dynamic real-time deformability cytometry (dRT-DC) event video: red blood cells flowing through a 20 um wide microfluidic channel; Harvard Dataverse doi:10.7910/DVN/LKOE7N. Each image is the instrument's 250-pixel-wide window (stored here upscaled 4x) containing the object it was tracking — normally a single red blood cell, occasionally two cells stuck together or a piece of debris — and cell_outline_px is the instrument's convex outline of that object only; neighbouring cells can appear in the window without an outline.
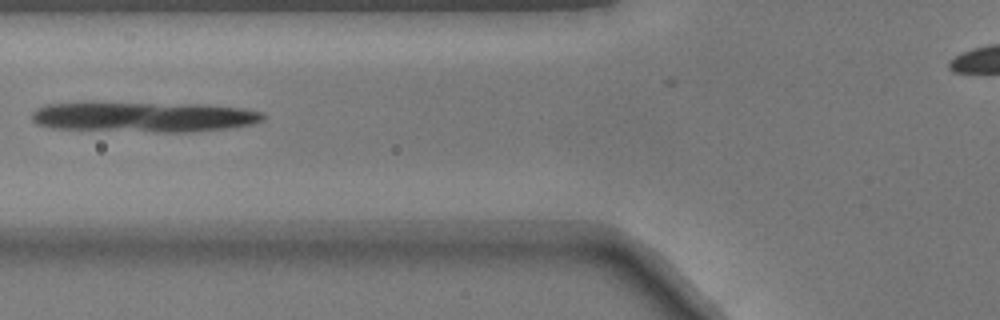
{"species": "common noctule bat (a hibernating species)", "species_latin": "Nyctalus noctula", "temperature_condition": "warm", "stored_images_in_passage": 23, "camera_frame_rate_fps": 3000, "um_per_image_px": 0.085, "animal": {"sex": "male", "body_mass_g": 17.9}, "frame": {"image": 1, "passage_image": 2, "time_ms": 0.333, "image_size_px": [1000, 320], "cell_outline_px": [[268, 116], [264, 120], [252, 124], [224, 128], [192, 132], [156, 132], [52, 128], [36, 124], [32, 120], [32, 112], [36, 108], [44, 104], [80, 100], [92, 100], [200, 104], [244, 108], [264, 112]], "centroid_in_image_um": [12.12, 9.88], "position_along_channel_um": 113.7, "area_um2": 42.66}}
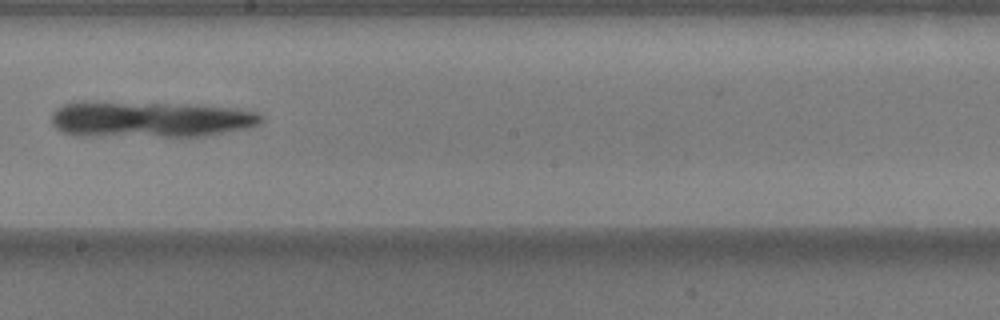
{"frame": {"image": 2, "passage_image": 11, "time_ms": 3.333, "image_size_px": [1000, 320], "cell_outline_px": [[264, 120], [260, 124], [248, 128], [204, 136], [72, 136], [60, 132], [52, 124], [52, 112], [56, 108], [64, 104], [76, 100], [96, 100], [200, 104], [236, 108], [256, 112], [264, 116]], "centroid_in_image_um": [12.69, 10.11], "position_along_channel_um": 235.5, "area_um2": 45.84}}
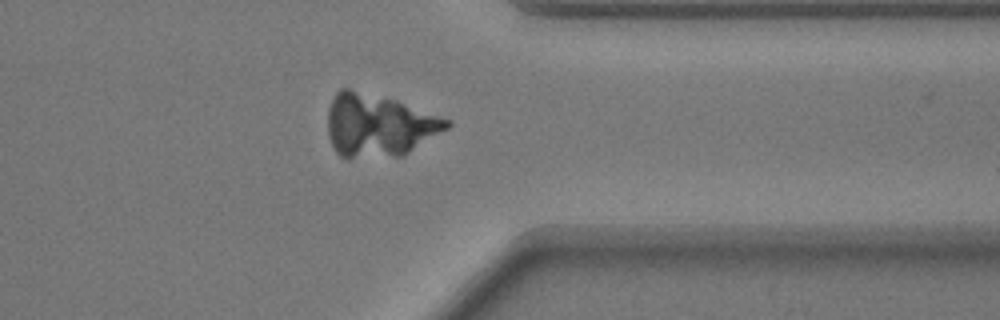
{"frame": {"image": 3, "passage_image": 22, "time_ms": 7.0, "image_size_px": [1000, 320], "cell_outline_px": [[452, 124], [448, 128], [408, 152], [400, 156], [340, 156], [336, 152], [328, 136], [328, 108], [332, 96], [340, 88], [348, 88], [396, 100], [452, 120]], "centroid_in_image_um": [32.18, 10.62], "position_along_channel_um": 379.2, "area_um2": 42.95}}